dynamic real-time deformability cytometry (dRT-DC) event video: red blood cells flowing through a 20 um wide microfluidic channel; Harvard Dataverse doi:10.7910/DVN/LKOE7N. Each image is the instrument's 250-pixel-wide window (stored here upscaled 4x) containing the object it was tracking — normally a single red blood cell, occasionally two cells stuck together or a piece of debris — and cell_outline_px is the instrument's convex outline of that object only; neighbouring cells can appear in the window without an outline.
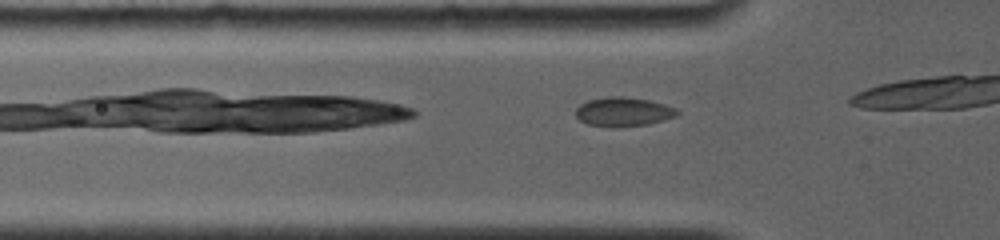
{"species": "common noctule bat (a hibernating species)", "species_latin": "Nyctalus noctula", "temperature_condition": "room temperature", "stored_images_in_passage": 40, "camera_frame_rate_fps": 4000, "um_per_image_px": 0.085, "animal": {"sex": "female", "body_mass_g": 19.0, "forearm_length_mm": 56.7}, "frame": {"image": 1, "passage_image": 7, "time_ms": 1.0, "image_size_px": [1000, 240], "cell_outline_px": [[680, 112], [676, 116], [648, 124], [588, 124], [580, 120], [576, 116], [576, 108], [580, 104], [588, 100], [608, 96], [624, 96], [648, 100], [664, 104], [676, 108]], "centroid_in_image_um": [53.0, 9.44], "position_along_channel_um": 72.8, "area_um2": 16.42}}
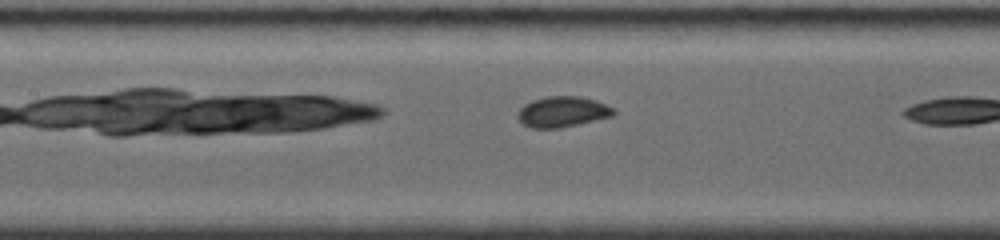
{"frame": {"image": 2, "passage_image": 19, "time_ms": 3.25, "image_size_px": [1000, 240], "cell_outline_px": [[616, 112], [612, 116], [560, 128], [532, 128], [524, 124], [516, 116], [520, 108], [524, 104], [532, 100], [548, 96], [580, 96], [596, 100], [612, 108]], "centroid_in_image_um": [47.79, 9.49], "position_along_channel_um": 159.6, "area_um2": 16.99}}
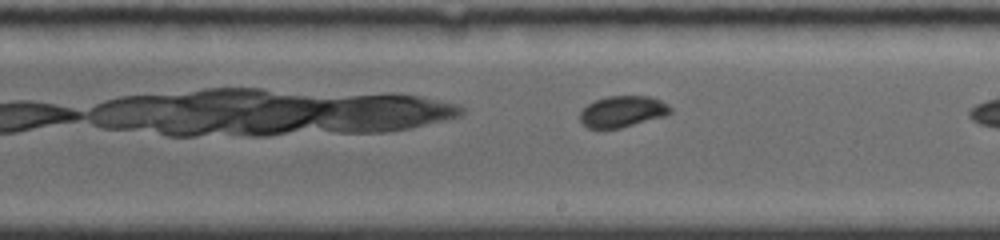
{"frame": {"image": 3, "passage_image": 30, "time_ms": 5.25, "image_size_px": [1000, 240], "cell_outline_px": [[672, 112], [664, 116], [620, 128], [588, 128], [580, 120], [580, 112], [588, 104], [596, 100], [608, 96], [648, 96], [660, 100], [668, 104], [672, 108]], "centroid_in_image_um": [52.93, 9.47], "position_along_channel_um": 236.1, "area_um2": 16.3}}